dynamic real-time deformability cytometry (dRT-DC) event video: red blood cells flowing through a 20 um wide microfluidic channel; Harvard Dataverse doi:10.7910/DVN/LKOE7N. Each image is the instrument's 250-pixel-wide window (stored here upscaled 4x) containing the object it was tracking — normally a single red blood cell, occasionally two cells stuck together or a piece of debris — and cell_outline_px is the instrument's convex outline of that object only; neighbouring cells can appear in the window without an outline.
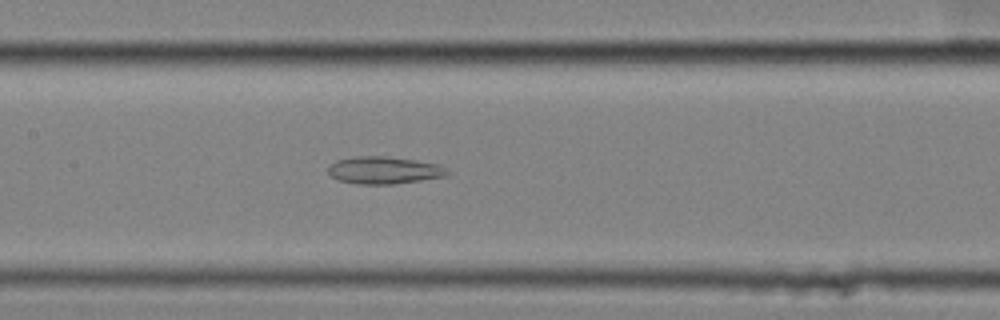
{"species": "common noctule bat (a hibernating species)", "species_latin": "Nyctalus noctula", "temperature_condition": "cold", "stored_images_in_passage": 58, "segment_of_instrument_passage": [2, 2], "camera_frame_rate_fps": 3000, "um_per_image_px": 0.085, "animal": {"sex": "female", "body_mass_g": 25.1}, "frame": {"image": 1, "passage_image": 29, "time_ms": 9.333, "image_size_px": [1000, 320], "cell_outline_px": [[448, 172], [444, 176], [420, 180], [392, 184], [356, 184], [340, 180], [332, 176], [328, 172], [328, 168], [336, 160], [356, 156], [388, 156], [436, 164], [444, 168]], "centroid_in_image_um": [32.58, 14.47], "position_along_channel_um": 174.8, "area_um2": 18.55}}
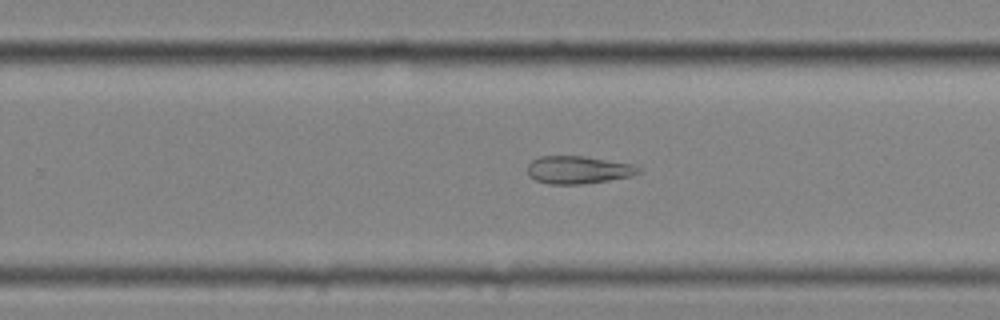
{"frame": {"image": 2, "passage_image": 38, "time_ms": 12.333, "image_size_px": [1000, 320], "cell_outline_px": [[640, 172], [632, 176], [584, 184], [548, 184], [536, 180], [528, 176], [528, 164], [532, 160], [540, 156], [584, 156], [632, 164], [640, 168]], "centroid_in_image_um": [49.13, 14.44], "position_along_channel_um": 280.7, "area_um2": 17.92}}
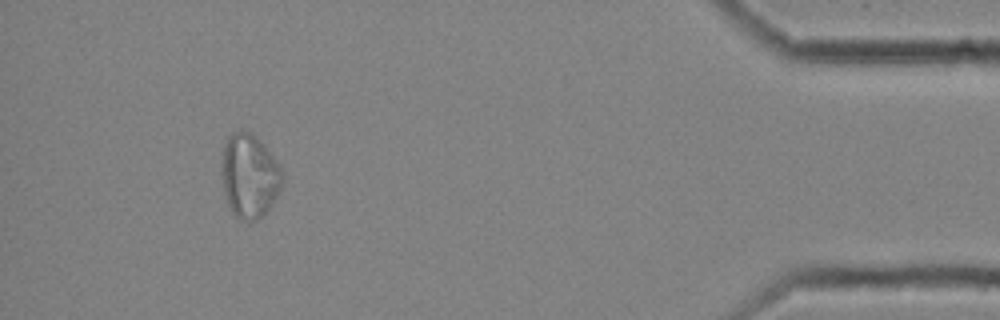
{"frame": {"image": 3, "passage_image": 54, "time_ms": 17.667, "image_size_px": [1000, 320], "cell_outline_px": [[284, 180], [276, 196], [264, 216], [260, 220], [240, 220], [232, 212], [224, 196], [220, 172], [224, 144], [228, 136], [232, 132], [240, 128], [252, 132], [264, 144], [280, 164], [284, 176]], "centroid_in_image_um": [21.19, 14.92], "position_along_channel_um": 414.0, "area_um2": 30.46}}